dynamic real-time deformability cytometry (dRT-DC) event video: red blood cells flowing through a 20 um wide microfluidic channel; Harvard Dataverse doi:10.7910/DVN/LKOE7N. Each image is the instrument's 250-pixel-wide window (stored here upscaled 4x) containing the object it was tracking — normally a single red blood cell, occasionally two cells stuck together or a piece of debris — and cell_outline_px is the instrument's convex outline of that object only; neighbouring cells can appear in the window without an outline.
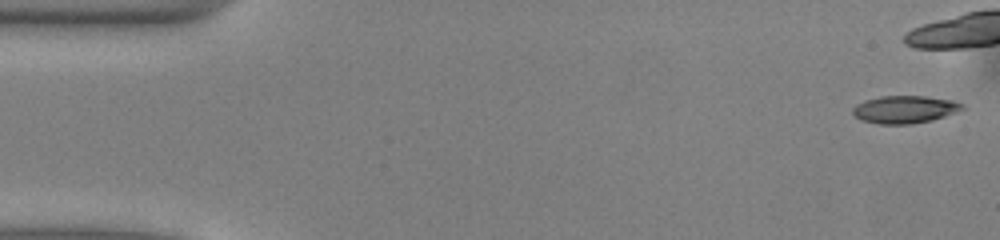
{"species": "common noctule bat (a hibernating species)", "species_latin": "Nyctalus noctula", "temperature_condition": "warm", "stored_images_in_passage": 38, "camera_frame_rate_fps": 3000, "um_per_image_px": 0.085, "animal": {"sex": "male", "body_mass_g": 13.0, "forearm_length_mm": 53.1}, "frame": {"image": 1, "passage_image": 1, "time_ms": 0.0, "image_size_px": [1000, 240], "cell_outline_px": [[968, 108], [932, 120], [912, 124], [880, 124], [860, 120], [852, 112], [852, 108], [856, 104], [864, 100], [880, 96], [924, 96], [956, 100], [964, 104]], "centroid_in_image_um": [76.94, 9.29], "position_along_channel_um": 8.1, "area_um2": 17.86}}
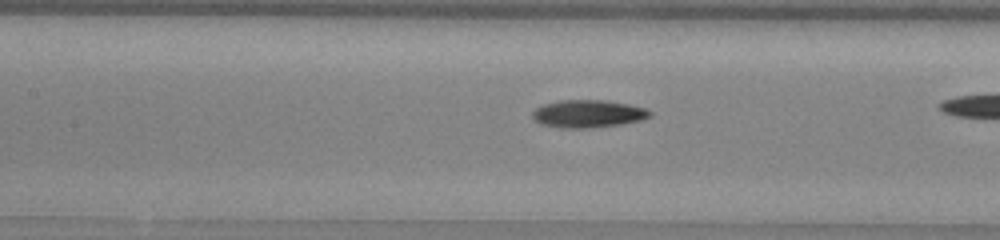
{"frame": {"image": 2, "passage_image": 22, "time_ms": 7.0, "image_size_px": [1000, 240], "cell_outline_px": [[652, 116], [640, 120], [620, 124], [592, 128], [560, 128], [540, 124], [532, 116], [532, 112], [536, 108], [544, 104], [560, 100], [604, 100], [628, 104], [644, 108], [652, 112]], "centroid_in_image_um": [49.97, 9.67], "position_along_channel_um": 157.4, "area_um2": 18.9}}
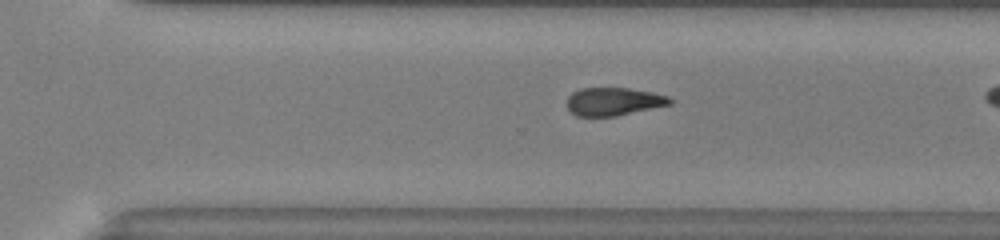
{"frame": {"image": 3, "passage_image": 34, "time_ms": 11.0, "image_size_px": [1000, 240], "cell_outline_px": [[672, 104], [616, 116], [576, 116], [568, 108], [568, 96], [572, 92], [580, 88], [628, 88], [652, 92], [668, 96], [672, 100]], "centroid_in_image_um": [52.16, 8.62], "position_along_channel_um": 318.4, "area_um2": 16.76}}